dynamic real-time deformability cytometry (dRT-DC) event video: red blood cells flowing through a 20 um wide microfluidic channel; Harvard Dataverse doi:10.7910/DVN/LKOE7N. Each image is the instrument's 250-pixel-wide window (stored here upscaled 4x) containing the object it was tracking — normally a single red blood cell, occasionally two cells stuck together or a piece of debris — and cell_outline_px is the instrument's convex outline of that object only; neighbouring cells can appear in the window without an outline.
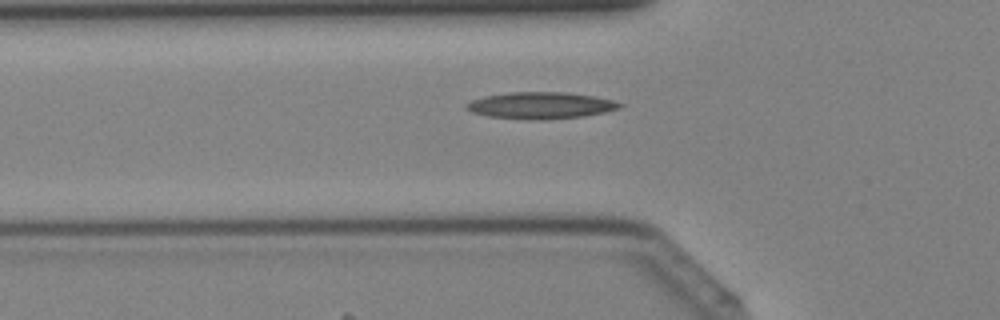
{"species": "Egyptian fruit bat (a non-hibernating species)", "species_latin": "Rousettus aegyptiacus", "temperature_condition": "cold", "stored_images_in_passage": 41, "camera_frame_rate_fps": 3000, "um_per_image_px": 0.085, "animal": {"sex": "female"}, "frame": {"image": 1, "passage_image": 14, "time_ms": 4.333, "image_size_px": [1000, 320], "cell_outline_px": [[624, 104], [620, 108], [604, 112], [584, 116], [544, 120], [528, 120], [488, 116], [472, 112], [464, 104], [472, 100], [484, 96], [508, 92], [564, 92], [596, 96], [612, 100]], "centroid_in_image_um": [45.97, 8.96], "position_along_channel_um": 79.8, "area_um2": 23.93}}
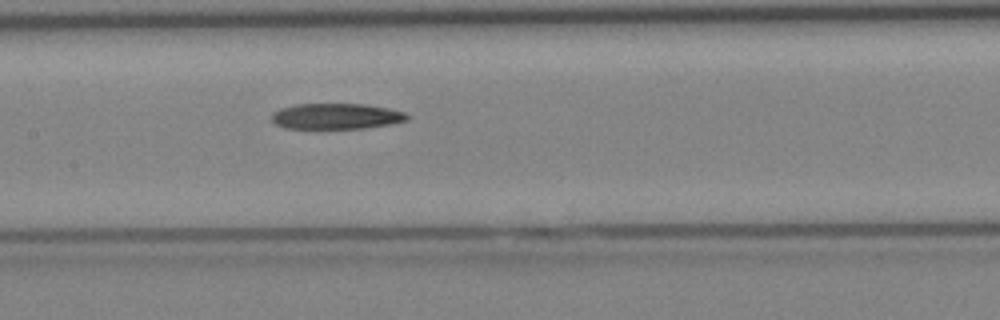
{"frame": {"image": 2, "passage_image": 20, "time_ms": 6.333, "image_size_px": [1000, 320], "cell_outline_px": [[412, 116], [408, 120], [392, 124], [364, 128], [284, 128], [276, 124], [272, 120], [272, 112], [280, 108], [296, 104], [364, 104], [388, 108], [404, 112]], "centroid_in_image_um": [28.61, 9.88], "position_along_channel_um": 178.8, "area_um2": 20.4}}
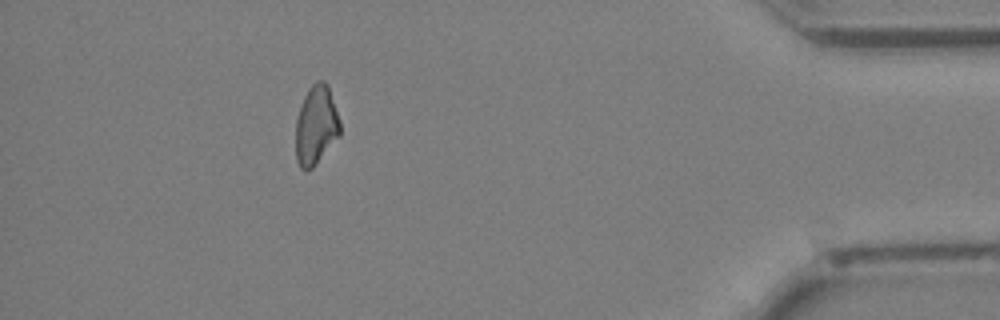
{"frame": {"image": 3, "passage_image": 37, "time_ms": 12.0, "image_size_px": [1000, 320], "cell_outline_px": [[340, 136], [316, 164], [312, 168], [304, 172], [300, 168], [296, 160], [296, 120], [304, 96], [308, 88], [316, 80], [324, 80], [328, 84], [340, 124]], "centroid_in_image_um": [26.86, 10.66], "position_along_channel_um": 408.3, "area_um2": 20.52}}